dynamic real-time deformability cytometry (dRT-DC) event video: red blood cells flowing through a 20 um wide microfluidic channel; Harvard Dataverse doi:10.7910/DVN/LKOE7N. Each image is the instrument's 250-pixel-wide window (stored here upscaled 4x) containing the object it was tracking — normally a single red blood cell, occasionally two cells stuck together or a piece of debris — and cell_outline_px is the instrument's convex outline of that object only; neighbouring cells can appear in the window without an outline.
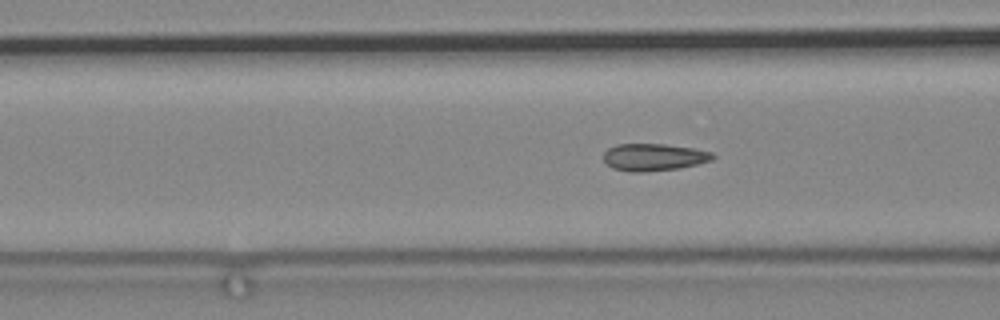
{"species": "common noctule bat (a hibernating species)", "species_latin": "Nyctalus noctula", "temperature_condition": "cold", "stored_images_in_passage": 83, "camera_frame_rate_fps": 3000, "um_per_image_px": 0.085, "animal": {"sex": "male", "body_mass_g": 19.2, "forearm_length_mm": 51.8}, "frame": {"image": 1, "passage_image": 42, "time_ms": 13.667, "image_size_px": [1000, 320], "cell_outline_px": [[716, 156], [712, 160], [680, 168], [644, 172], [628, 172], [612, 168], [604, 160], [604, 152], [608, 148], [616, 144], [664, 144], [692, 148], [712, 152]], "centroid_in_image_um": [55.56, 13.36], "position_along_channel_um": 111.0, "area_um2": 17.34}}
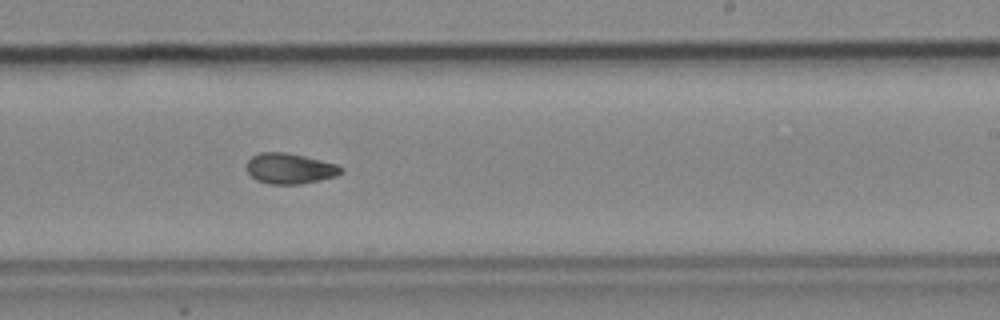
{"frame": {"image": 2, "passage_image": 57, "time_ms": 18.667, "image_size_px": [1000, 320], "cell_outline_px": [[344, 172], [336, 176], [320, 180], [300, 184], [268, 184], [256, 180], [248, 172], [248, 160], [252, 156], [260, 152], [284, 152], [304, 156], [336, 164], [344, 168]], "centroid_in_image_um": [24.66, 14.33], "position_along_channel_um": 264.3, "area_um2": 16.76}}
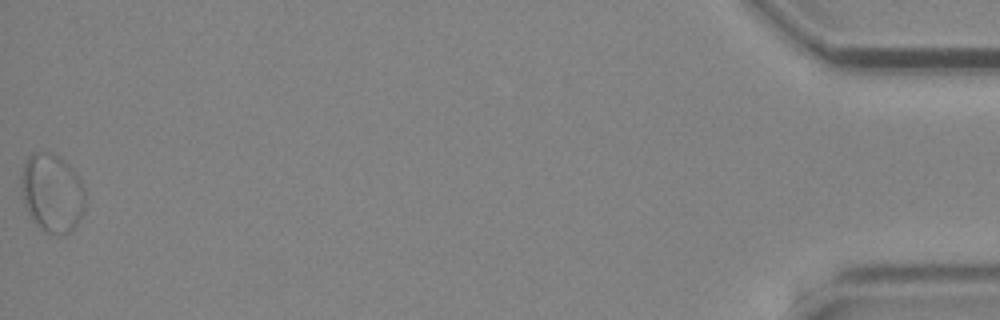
{"frame": {"image": 3, "passage_image": 83, "time_ms": 27.333, "image_size_px": [1000, 320], "cell_outline_px": [[84, 212], [76, 224], [68, 232], [56, 236], [44, 232], [36, 224], [28, 212], [24, 204], [20, 184], [20, 176], [24, 160], [32, 152], [52, 152], [60, 156], [72, 168], [80, 180], [84, 188]], "centroid_in_image_um": [4.4, 16.37], "position_along_channel_um": 430.8, "area_um2": 29.59}}